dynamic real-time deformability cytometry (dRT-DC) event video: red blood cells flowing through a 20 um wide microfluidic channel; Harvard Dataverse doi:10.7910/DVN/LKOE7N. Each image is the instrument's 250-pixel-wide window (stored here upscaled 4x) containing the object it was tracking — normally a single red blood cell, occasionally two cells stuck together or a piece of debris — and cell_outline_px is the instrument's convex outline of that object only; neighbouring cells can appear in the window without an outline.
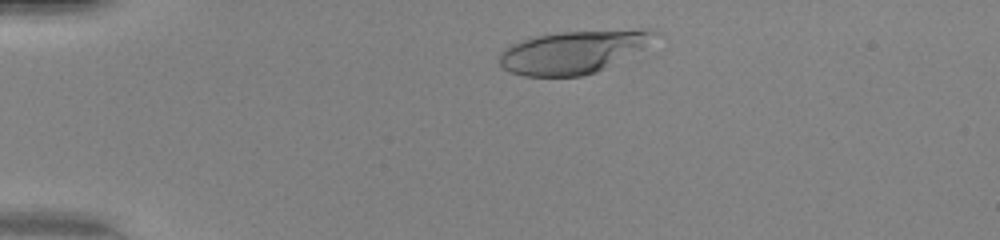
{"species": "human", "species_latin": "Homo sapiens", "temperature_condition": "warm", "stored_images_in_passage": 35, "camera_frame_rate_fps": 3000, "um_per_image_px": 0.085, "donor": {"sex": "female"}, "frame": {"image": 1, "passage_image": 4, "time_ms": 1.0, "image_size_px": [1000, 240], "cell_outline_px": [[656, 32], [640, 48], [604, 68], [596, 72], [580, 76], [524, 76], [512, 72], [504, 68], [496, 60], [500, 52], [504, 48], [512, 44], [536, 36], [560, 32], [648, 28]], "centroid_in_image_um": [48.6, 4.41], "position_along_channel_um": 36.4, "area_um2": 37.86}}
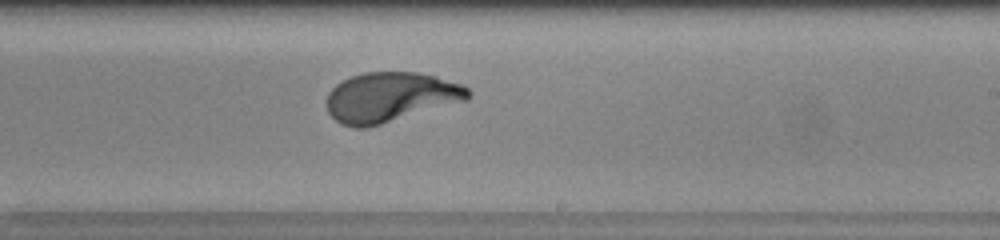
{"frame": {"image": 2, "passage_image": 24, "time_ms": 7.667, "image_size_px": [1000, 240], "cell_outline_px": [[472, 96], [468, 100], [368, 128], [356, 128], [340, 124], [328, 112], [324, 104], [324, 100], [328, 92], [336, 84], [352, 76], [364, 72], [416, 72], [436, 76], [460, 84], [468, 88], [472, 92]], "centroid_in_image_um": [33.16, 8.27], "position_along_channel_um": 255.8, "area_um2": 41.5}}